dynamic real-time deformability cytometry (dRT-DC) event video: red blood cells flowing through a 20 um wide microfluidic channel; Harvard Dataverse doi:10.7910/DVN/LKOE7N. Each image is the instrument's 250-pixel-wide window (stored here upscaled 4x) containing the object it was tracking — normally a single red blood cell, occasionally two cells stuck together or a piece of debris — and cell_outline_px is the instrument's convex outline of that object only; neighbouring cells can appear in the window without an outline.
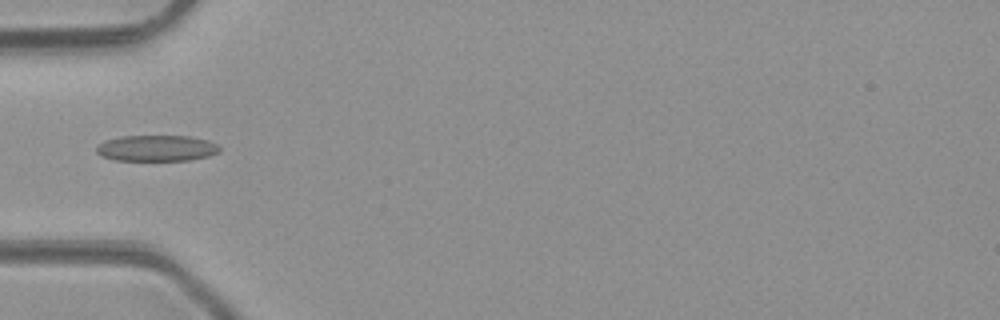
{"species": "common noctule bat (a hibernating species)", "species_latin": "Nyctalus noctula", "temperature_condition": "room temperature", "stored_images_in_passage": 5, "camera_frame_rate_fps": 3000, "um_per_image_px": 0.085, "animal": {"sex": "male", "body_mass_g": 23.1, "forearm_length_mm": 52.7}, "frame": {"image": 1, "passage_image": 3, "time_ms": 2.333, "image_size_px": [1000, 320], "cell_outline_px": [[220, 152], [208, 156], [188, 160], [112, 160], [100, 156], [96, 152], [96, 148], [100, 144], [108, 140], [120, 136], [188, 136], [208, 140], [216, 144], [220, 148]], "centroid_in_image_um": [13.31, 12.6], "position_along_channel_um": 71.7, "area_um2": 18.61}}
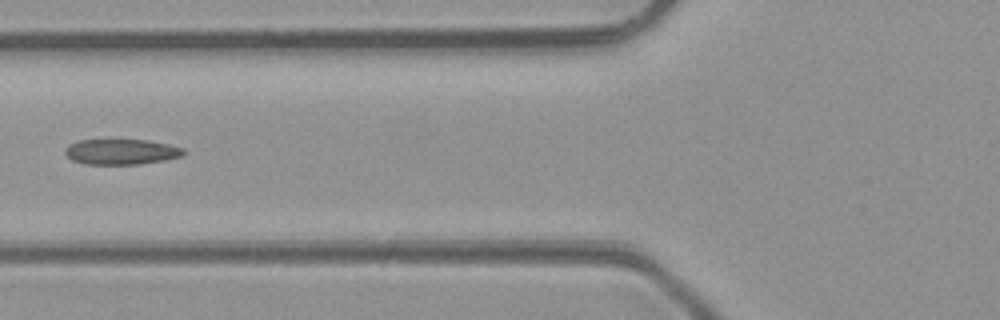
{"frame": {"image": 2, "passage_image": 4, "time_ms": 3.333, "image_size_px": [1000, 320], "cell_outline_px": [[184, 152], [180, 156], [164, 160], [140, 164], [84, 164], [72, 160], [64, 152], [68, 144], [80, 140], [148, 140], [168, 144], [184, 148]], "centroid_in_image_um": [10.29, 12.9], "position_along_channel_um": 115.5, "area_um2": 17.46}}
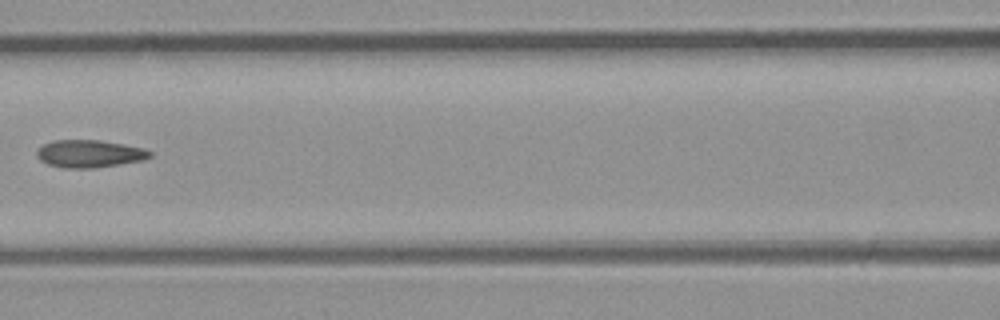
{"frame": {"image": 3, "passage_image": 5, "time_ms": 4.333, "image_size_px": [1000, 320], "cell_outline_px": [[152, 156], [144, 160], [92, 168], [64, 168], [48, 164], [40, 160], [36, 156], [36, 152], [44, 144], [52, 140], [100, 140], [124, 144], [144, 148], [152, 152]], "centroid_in_image_um": [7.61, 13.06], "position_along_channel_um": 159.0, "area_um2": 18.15}}